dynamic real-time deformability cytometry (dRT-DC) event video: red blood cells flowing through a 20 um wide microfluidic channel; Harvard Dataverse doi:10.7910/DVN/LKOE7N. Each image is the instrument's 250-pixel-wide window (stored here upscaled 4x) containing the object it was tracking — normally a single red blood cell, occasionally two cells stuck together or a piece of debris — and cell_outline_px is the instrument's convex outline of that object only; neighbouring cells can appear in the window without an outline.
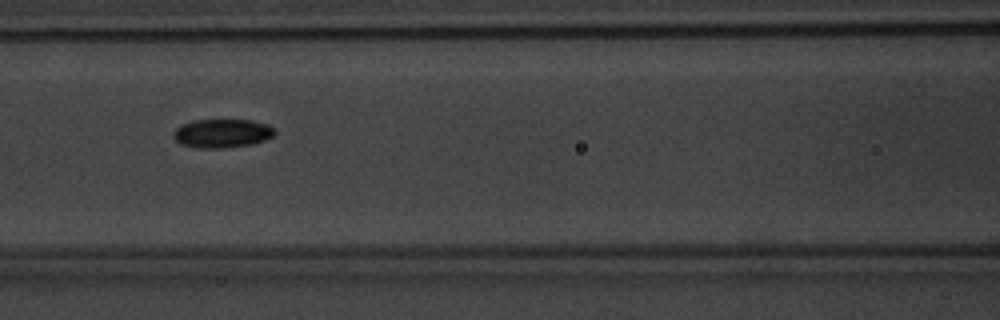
{"species": "common noctule bat (a hibernating species)", "species_latin": "Nyctalus noctula", "temperature_condition": "warm", "stored_images_in_passage": 7, "camera_frame_rate_fps": 3000, "um_per_image_px": 0.085, "animal": {"sex": "male", "body_mass_g": 20.1, "forearm_length_mm": 53.5}, "frame": {"image": 1, "passage_image": 5, "time_ms": 5.667, "image_size_px": [1000, 320], "cell_outline_px": [[276, 132], [272, 136], [264, 140], [252, 144], [220, 148], [196, 148], [180, 144], [172, 136], [172, 132], [180, 124], [192, 120], [252, 120], [268, 124]], "centroid_in_image_um": [18.83, 11.33], "position_along_channel_um": 147.8, "area_um2": 17.05}}
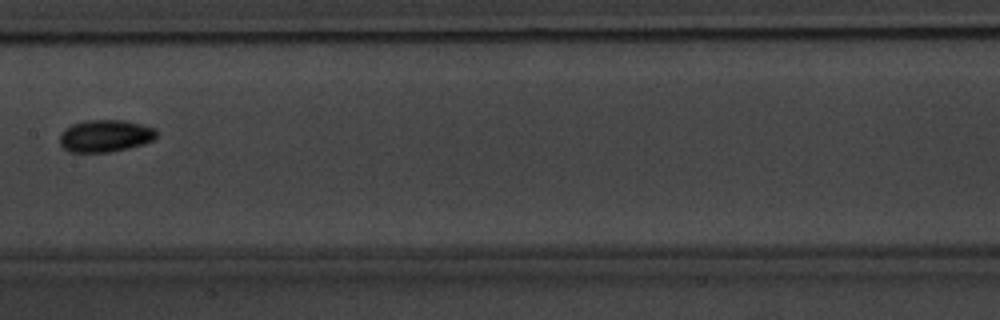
{"frame": {"image": 2, "passage_image": 6, "time_ms": 7.0, "image_size_px": [1000, 320], "cell_outline_px": [[156, 140], [144, 144], [128, 148], [108, 152], [68, 152], [60, 144], [60, 132], [64, 128], [72, 124], [84, 120], [124, 120], [144, 124], [156, 128]], "centroid_in_image_um": [8.96, 11.54], "position_along_channel_um": 198.4, "area_um2": 18.5}}
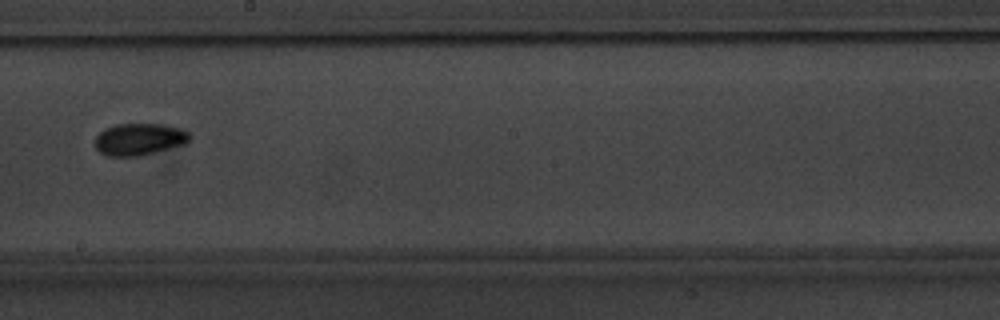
{"frame": {"image": 3, "passage_image": 7, "time_ms": 8.0, "image_size_px": [1000, 320], "cell_outline_px": [[192, 136], [184, 144], [140, 156], [108, 156], [100, 152], [92, 144], [96, 136], [104, 128], [116, 124], [164, 124], [184, 128]], "centroid_in_image_um": [11.82, 11.82], "position_along_channel_um": 236.4, "area_um2": 17.86}}